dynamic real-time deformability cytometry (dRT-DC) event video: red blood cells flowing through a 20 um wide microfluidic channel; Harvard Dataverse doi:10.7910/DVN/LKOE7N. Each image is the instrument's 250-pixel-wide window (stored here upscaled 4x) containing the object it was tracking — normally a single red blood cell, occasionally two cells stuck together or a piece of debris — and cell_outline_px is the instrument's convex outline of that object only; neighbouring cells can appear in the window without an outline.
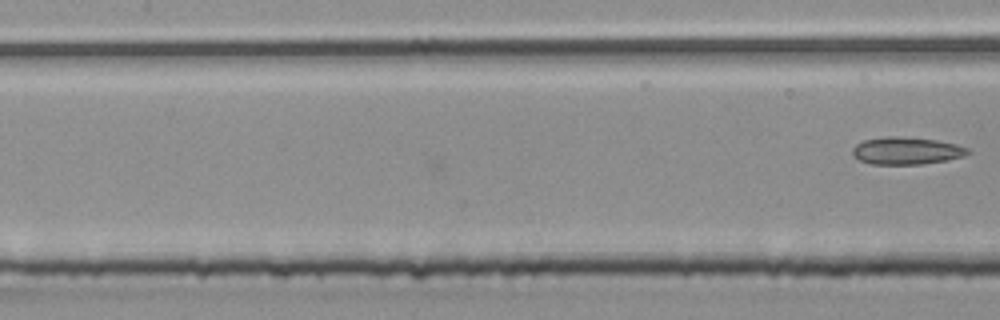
{"species": "common noctule bat (a hibernating species)", "species_latin": "Nyctalus noctula", "temperature_condition": "room temperature", "stored_images_in_passage": 6, "camera_frame_rate_fps": 3000, "um_per_image_px": 0.085, "animal": {"sex": "male", "body_mass_g": 20.4}, "frame": {"image": 1, "passage_image": 6, "time_ms": 1.667, "image_size_px": [1000, 320], "cell_outline_px": [[972, 152], [964, 156], [948, 160], [920, 164], [872, 164], [860, 160], [852, 156], [852, 148], [856, 144], [864, 140], [884, 136], [896, 136], [936, 140], [956, 144], [968, 148]], "centroid_in_image_um": [77.04, 12.81], "position_along_channel_um": 130.4, "area_um2": 18.44}}